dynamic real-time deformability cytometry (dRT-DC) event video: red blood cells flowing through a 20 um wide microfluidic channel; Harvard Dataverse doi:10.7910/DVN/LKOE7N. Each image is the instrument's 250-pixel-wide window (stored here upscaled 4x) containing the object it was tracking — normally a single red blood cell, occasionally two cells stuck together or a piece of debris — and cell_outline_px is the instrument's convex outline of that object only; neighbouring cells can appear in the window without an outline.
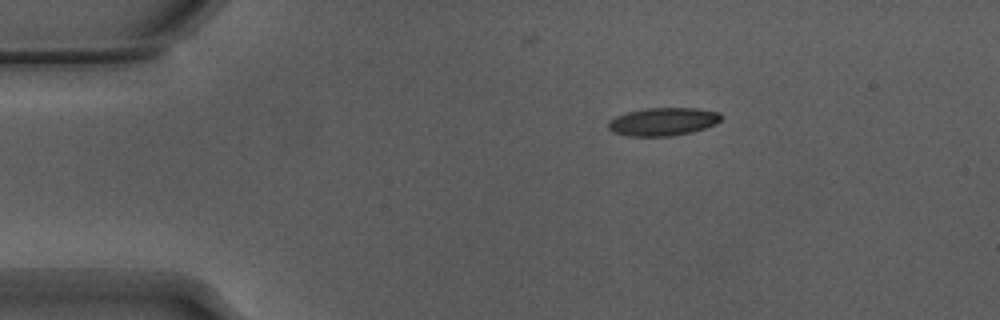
{"species": "Egyptian fruit bat (a non-hibernating species)", "species_latin": "Rousettus aegyptiacus", "temperature_condition": "warm", "stored_images_in_passage": 45, "camera_frame_rate_fps": 3000, "um_per_image_px": 0.085, "animal": {"sex": "male"}, "frame": {"image": 1, "passage_image": 1, "time_ms": 0.0, "image_size_px": [1000, 320], "cell_outline_px": [[724, 116], [716, 124], [692, 132], [672, 136], [628, 136], [612, 132], [608, 128], [608, 120], [616, 116], [628, 112], [644, 108], [696, 108], [720, 112]], "centroid_in_image_um": [56.36, 10.34], "position_along_channel_um": 28.6, "area_um2": 18.61}}
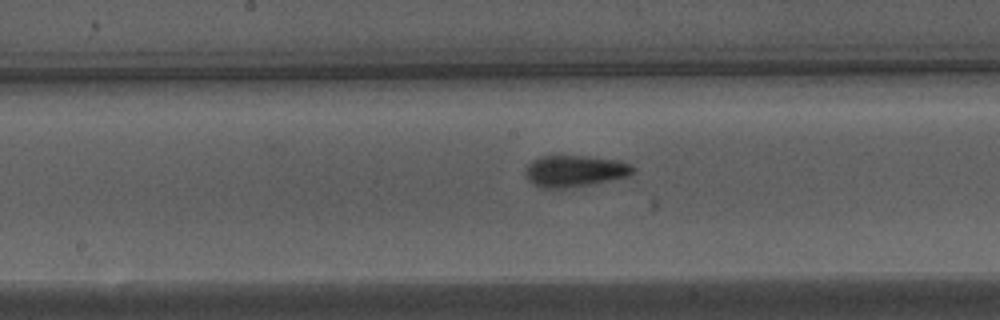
{"frame": {"image": 2, "passage_image": 19, "time_ms": 6.0, "image_size_px": [1000, 320], "cell_outline_px": [[636, 172], [628, 176], [592, 184], [564, 188], [544, 188], [532, 184], [528, 180], [524, 172], [528, 164], [532, 160], [540, 156], [584, 156], [620, 160], [632, 164], [636, 168]], "centroid_in_image_um": [48.88, 14.53], "position_along_channel_um": 199.3, "area_um2": 19.94}}
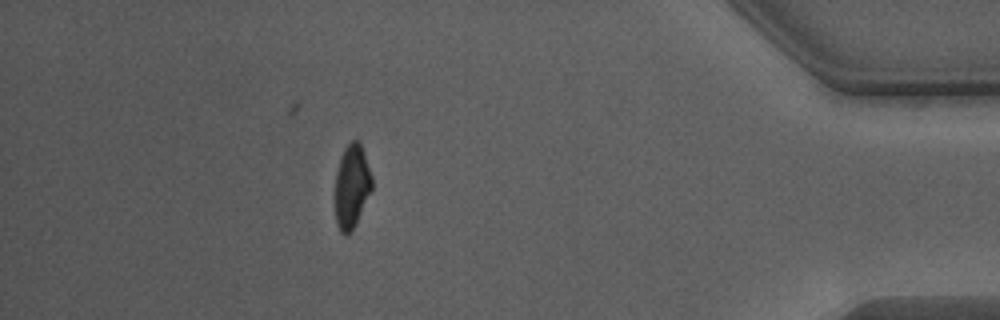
{"frame": {"image": 3, "passage_image": 39, "time_ms": 12.667, "image_size_px": [1000, 320], "cell_outline_px": [[372, 188], [356, 224], [348, 232], [340, 232], [336, 224], [336, 172], [340, 156], [344, 148], [352, 140], [356, 140], [360, 144], [364, 152], [372, 176]], "centroid_in_image_um": [29.9, 15.8], "position_along_channel_um": 405.3, "area_um2": 17.63}, "authors_computed_cell_mechanics": {"area_um2": 18.9006, "velocity_mm_per_s": 3.8489, "shape_relaxation_time_tau1_ms": 4.2904, "shape_relaxation_time_tau2_ms": 1.4338, "deformation_change_tau1": 0.1634, "deformation_change_tau2": 0.0844}}